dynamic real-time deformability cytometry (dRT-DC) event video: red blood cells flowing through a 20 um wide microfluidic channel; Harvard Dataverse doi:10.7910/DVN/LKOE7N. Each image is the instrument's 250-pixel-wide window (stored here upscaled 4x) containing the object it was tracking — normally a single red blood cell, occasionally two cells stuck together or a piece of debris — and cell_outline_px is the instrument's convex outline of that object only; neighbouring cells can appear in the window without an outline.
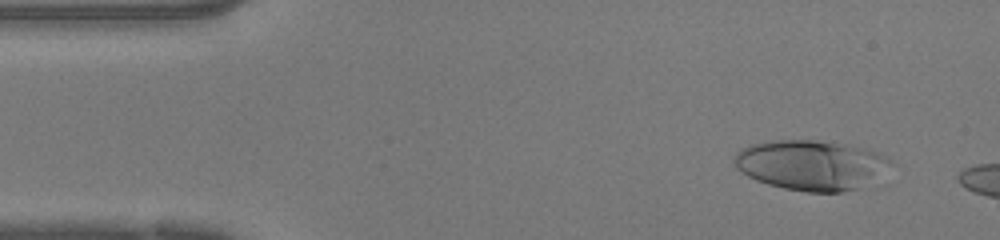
{"species": "human", "species_latin": "Homo sapiens", "temperature_condition": "warm", "stored_images_in_passage": 11, "camera_frame_rate_fps": 3000, "um_per_image_px": 0.085, "donor": {"sex": "female"}, "frame": {"image": 1, "passage_image": 4, "time_ms": 1.0, "image_size_px": [1000, 240], "cell_outline_px": [[888, 160], [860, 188], [844, 192], [808, 192], [784, 188], [768, 184], [756, 180], [748, 176], [736, 168], [732, 160], [736, 152], [740, 148], [752, 144], [772, 140], [812, 140], [848, 144], [864, 148], [888, 156]], "centroid_in_image_um": [68.78, 14.01], "position_along_channel_um": 16.2, "area_um2": 44.62}}